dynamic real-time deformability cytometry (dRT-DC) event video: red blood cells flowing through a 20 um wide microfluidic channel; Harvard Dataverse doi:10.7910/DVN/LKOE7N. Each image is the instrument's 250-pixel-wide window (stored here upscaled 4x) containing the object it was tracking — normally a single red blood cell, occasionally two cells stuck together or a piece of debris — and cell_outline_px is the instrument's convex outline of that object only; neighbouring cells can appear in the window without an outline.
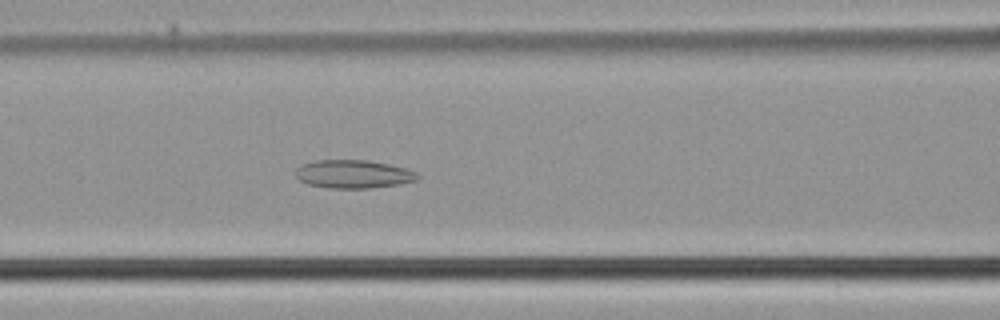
{"species": "common noctule bat (a hibernating species)", "species_latin": "Nyctalus noctula", "temperature_condition": "cold", "stored_images_in_passage": 37, "camera_frame_rate_fps": 3000, "um_per_image_px": 0.085, "animal": {"sex": "male", "body_mass_g": 21.5, "forearm_length_mm": 52.0}, "frame": {"image": 1, "passage_image": 13, "time_ms": 4.0, "image_size_px": [1000, 320], "cell_outline_px": [[420, 176], [416, 180], [400, 184], [368, 188], [328, 188], [308, 184], [300, 180], [296, 176], [296, 168], [304, 164], [316, 160], [368, 160], [388, 164], [404, 168], [416, 172]], "centroid_in_image_um": [30.03, 14.8], "position_along_channel_um": 136.6, "area_um2": 19.94}}
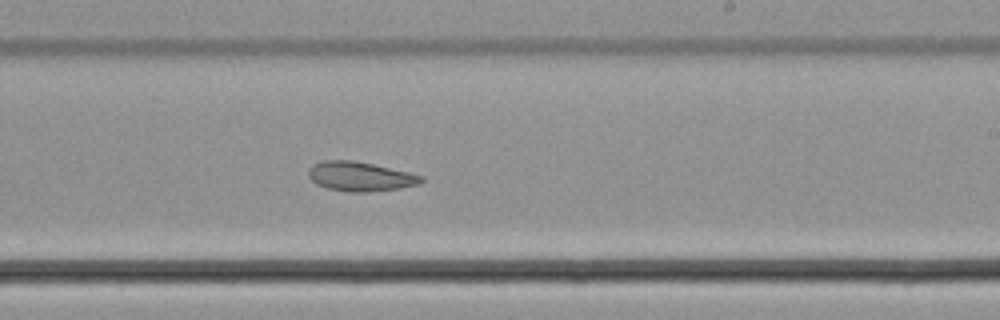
{"frame": {"image": 2, "passage_image": 22, "time_ms": 7.0, "image_size_px": [1000, 320], "cell_outline_px": [[424, 180], [420, 184], [400, 188], [368, 192], [352, 192], [328, 188], [316, 184], [308, 176], [308, 168], [312, 164], [320, 160], [352, 160], [372, 164], [408, 172], [424, 176]], "centroid_in_image_um": [30.6, 14.99], "position_along_channel_um": 258.4, "area_um2": 19.36}}
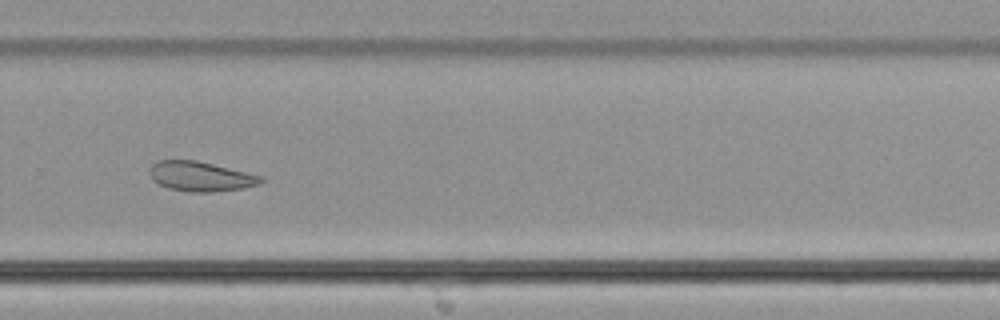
{"frame": {"image": 3, "passage_image": 26, "time_ms": 8.333, "image_size_px": [1000, 320], "cell_outline_px": [[264, 180], [260, 184], [244, 188], [216, 192], [188, 192], [168, 188], [152, 180], [148, 172], [152, 164], [156, 160], [196, 160], [260, 176]], "centroid_in_image_um": [17.0, 15.0], "position_along_channel_um": 312.8, "area_um2": 19.25}}